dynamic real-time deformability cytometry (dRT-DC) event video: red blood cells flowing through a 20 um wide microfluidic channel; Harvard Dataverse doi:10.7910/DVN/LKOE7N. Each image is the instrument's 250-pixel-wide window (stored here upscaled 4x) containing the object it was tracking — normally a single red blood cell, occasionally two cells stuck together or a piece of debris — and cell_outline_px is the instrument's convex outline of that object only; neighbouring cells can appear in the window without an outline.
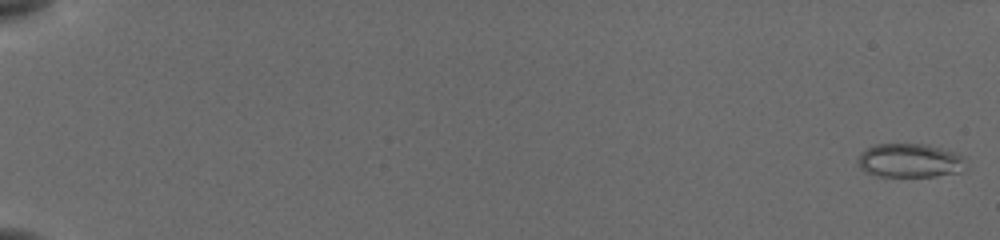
{"species": "common noctule bat (a hibernating species)", "species_latin": "Nyctalus noctula", "temperature_condition": "cold", "stored_images_in_passage": 51, "camera_frame_rate_fps": 3000, "um_per_image_px": 0.085, "animal": {"sex": "female", "body_mass_g": 19.5, "forearm_length_mm": 54.1}, "frame": {"image": 1, "passage_image": 2, "time_ms": 0.333, "image_size_px": [1000, 240], "cell_outline_px": [[964, 168], [960, 172], [936, 176], [880, 176], [864, 172], [856, 164], [856, 160], [860, 152], [864, 148], [876, 144], [924, 144], [940, 148], [964, 156]], "centroid_in_image_um": [77.26, 13.65], "position_along_channel_um": 7.7, "area_um2": 21.44}}
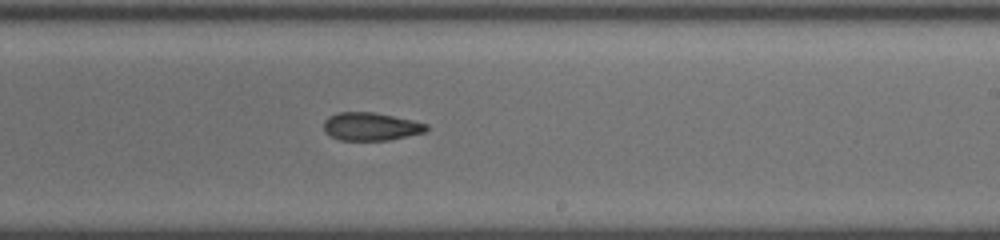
{"frame": {"image": 2, "passage_image": 37, "time_ms": 12.0, "image_size_px": [1000, 240], "cell_outline_px": [[428, 128], [424, 132], [388, 140], [340, 140], [324, 132], [324, 120], [328, 116], [336, 112], [372, 112], [412, 120], [428, 124]], "centroid_in_image_um": [31.48, 10.75], "position_along_channel_um": 257.5, "area_um2": 16.65}}
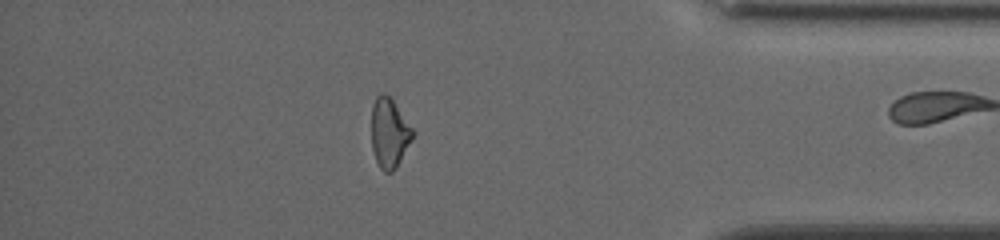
{"frame": {"image": 3, "passage_image": 50, "time_ms": 16.333, "image_size_px": [1000, 240], "cell_outline_px": [[412, 140], [396, 168], [392, 172], [384, 172], [380, 168], [376, 160], [372, 148], [372, 104], [376, 96], [380, 92], [384, 92], [392, 100], [412, 128]], "centroid_in_image_um": [33.07, 11.31], "position_along_channel_um": 402.1, "area_um2": 16.47}}